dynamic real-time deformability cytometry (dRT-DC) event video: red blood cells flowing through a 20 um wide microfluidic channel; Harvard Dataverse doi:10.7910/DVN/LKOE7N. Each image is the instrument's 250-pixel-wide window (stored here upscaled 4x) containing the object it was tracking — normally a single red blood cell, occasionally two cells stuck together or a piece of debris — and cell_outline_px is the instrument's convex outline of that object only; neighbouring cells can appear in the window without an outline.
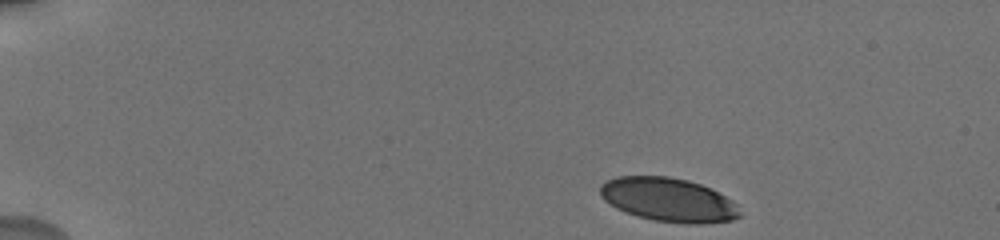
{"species": "human", "species_latin": "Homo sapiens", "temperature_condition": "cold", "stored_images_in_passage": 6, "camera_frame_rate_fps": 3000, "um_per_image_px": 0.085, "donor": {"sex": "male"}, "frame": {"image": 1, "passage_image": 1, "time_ms": 0.0, "image_size_px": [1000, 240], "cell_outline_px": [[740, 216], [732, 220], [700, 224], [688, 224], [652, 220], [616, 208], [604, 200], [600, 196], [600, 184], [616, 176], [668, 176], [688, 180], [700, 184], [732, 200], [736, 204], [740, 212]], "centroid_in_image_um": [56.8, 16.98], "position_along_channel_um": 28.2, "area_um2": 35.49}}
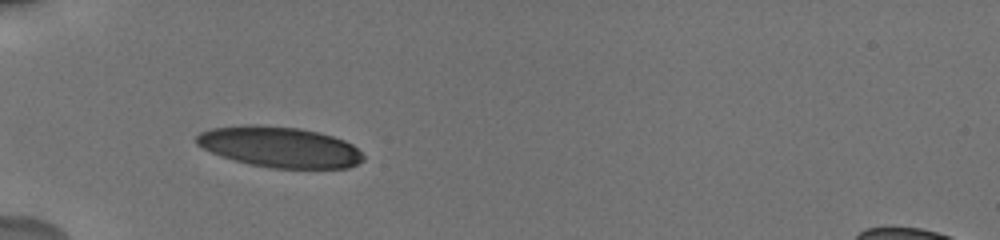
{"frame": {"image": 2, "passage_image": 5, "time_ms": 3.333, "image_size_px": [1000, 240], "cell_outline_px": [[364, 160], [348, 168], [272, 168], [252, 164], [220, 156], [196, 144], [196, 136], [200, 132], [212, 128], [244, 124], [260, 124], [300, 128], [320, 132], [344, 140], [352, 144], [364, 156]], "centroid_in_image_um": [23.77, 12.48], "position_along_channel_um": 61.2, "area_um2": 39.59}}